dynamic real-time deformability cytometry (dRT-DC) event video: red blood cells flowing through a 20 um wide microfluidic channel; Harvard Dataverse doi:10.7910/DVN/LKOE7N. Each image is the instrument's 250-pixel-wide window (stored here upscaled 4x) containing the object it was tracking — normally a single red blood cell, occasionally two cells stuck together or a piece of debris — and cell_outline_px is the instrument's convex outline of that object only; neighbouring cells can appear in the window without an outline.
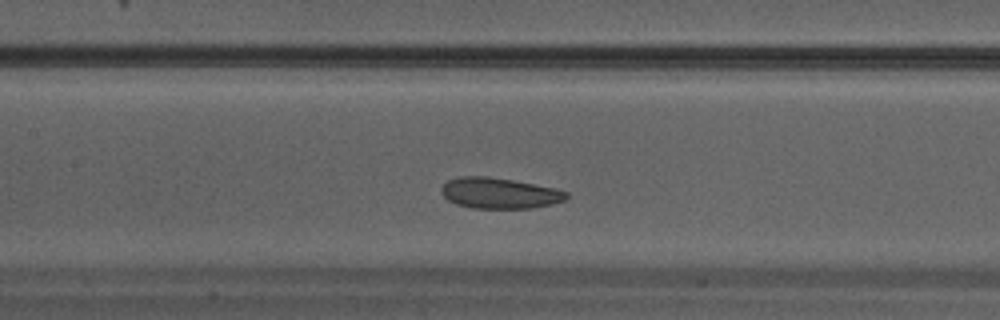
{"species": "Egyptian fruit bat (a non-hibernating species)", "species_latin": "Rousettus aegyptiacus", "temperature_condition": "warm", "stored_images_in_passage": 28, "camera_frame_rate_fps": 3000, "um_per_image_px": 0.085, "animal": {"sex": "male"}, "frame": {"image": 1, "passage_image": 9, "time_ms": 2.667, "image_size_px": [1000, 320], "cell_outline_px": [[568, 196], [564, 200], [552, 204], [532, 208], [472, 208], [456, 204], [448, 200], [440, 192], [440, 188], [448, 180], [460, 176], [488, 176], [512, 180], [552, 188], [568, 192]], "centroid_in_image_um": [42.4, 16.42], "position_along_channel_um": 165.0, "area_um2": 22.31}}